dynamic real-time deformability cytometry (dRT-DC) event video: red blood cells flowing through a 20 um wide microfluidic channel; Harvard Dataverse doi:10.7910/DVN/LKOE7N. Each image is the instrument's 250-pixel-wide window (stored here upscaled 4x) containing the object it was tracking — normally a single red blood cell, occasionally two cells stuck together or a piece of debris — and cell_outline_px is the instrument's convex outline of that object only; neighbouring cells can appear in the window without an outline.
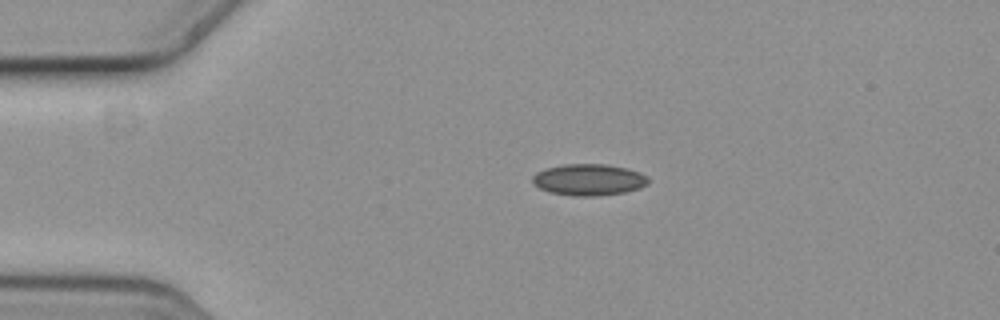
{"species": "common noctule bat (a hibernating species)", "species_latin": "Nyctalus noctula", "temperature_condition": "cold", "stored_images_in_passage": 2, "camera_frame_rate_fps": 3000, "um_per_image_px": 0.085, "animal": {"sex": "female", "body_mass_g": 19.3, "forearm_length_mm": 54.1}, "frame": {"image": 1, "passage_image": 1, "time_ms": 0.0, "image_size_px": [1000, 320], "cell_outline_px": [[648, 184], [640, 188], [624, 192], [596, 196], [572, 196], [548, 192], [540, 188], [532, 180], [532, 176], [536, 172], [548, 168], [564, 164], [604, 164], [628, 168], [640, 172], [648, 176]], "centroid_in_image_um": [50.07, 15.28], "position_along_channel_um": 34.9, "area_um2": 21.27}}